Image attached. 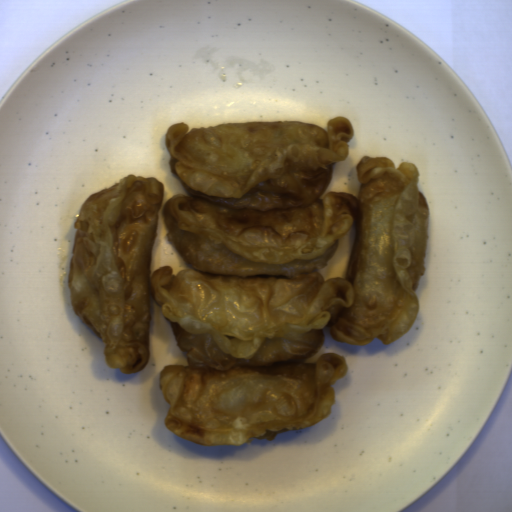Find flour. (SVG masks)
Here are the masks:
<instances>
[{
  "mask_svg": "<svg viewBox=\"0 0 512 512\" xmlns=\"http://www.w3.org/2000/svg\"><path fill=\"white\" fill-rule=\"evenodd\" d=\"M348 117L168 126V162L186 194L165 201V238L188 265L150 274L164 184L125 175L87 197L67 285L107 367L138 373L151 359L152 298L188 365L159 372L164 424L200 445L274 440L330 416L348 374L320 353L333 340L385 345L414 325L427 265L430 207L416 164L362 156L359 197L327 192L350 155ZM358 230L345 279L323 281L338 239Z\"/></svg>",
  "mask_w": 512,
  "mask_h": 512,
  "instance_id": "c2a2500e",
  "label": "flour"
}]
</instances>
